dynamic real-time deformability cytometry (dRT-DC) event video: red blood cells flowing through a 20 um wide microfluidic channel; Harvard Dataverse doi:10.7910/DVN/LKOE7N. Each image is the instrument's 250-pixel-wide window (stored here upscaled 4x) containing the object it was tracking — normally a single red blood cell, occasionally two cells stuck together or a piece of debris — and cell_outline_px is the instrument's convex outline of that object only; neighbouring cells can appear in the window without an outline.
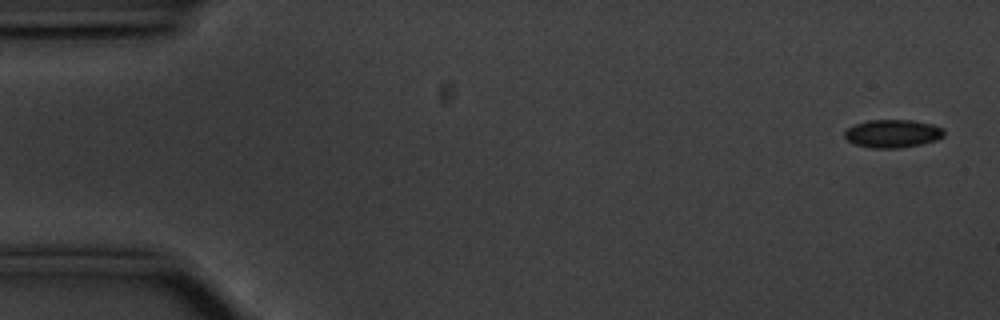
{"species": "common noctule bat (a hibernating species)", "species_latin": "Nyctalus noctula", "temperature_condition": "cold", "stored_images_in_passage": 56, "camera_frame_rate_fps": 3000, "um_per_image_px": 0.085, "animal": {"sex": "male", "body_mass_g": 20.1, "forearm_length_mm": 53.5}, "frame": {"image": 1, "passage_image": 2, "time_ms": 0.333, "image_size_px": [1000, 320], "cell_outline_px": [[944, 136], [936, 140], [920, 144], [900, 148], [872, 148], [856, 144], [848, 140], [844, 136], [844, 132], [848, 128], [856, 124], [868, 120], [912, 120], [932, 124], [944, 128]], "centroid_in_image_um": [75.89, 11.35], "position_along_channel_um": 9.1, "area_um2": 16.18}}
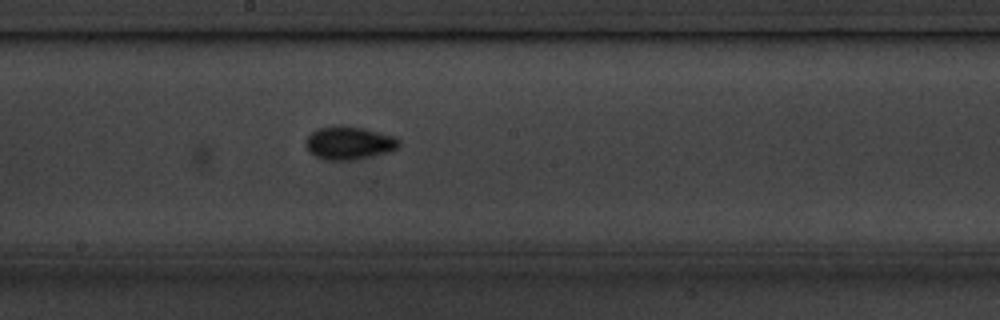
{"frame": {"image": 2, "passage_image": 30, "time_ms": 9.667, "image_size_px": [1000, 320], "cell_outline_px": [[400, 144], [396, 148], [388, 152], [348, 160], [324, 160], [308, 152], [304, 144], [304, 140], [316, 128], [332, 124], [340, 124], [364, 128], [396, 136], [400, 140]], "centroid_in_image_um": [29.61, 12.11], "position_along_channel_um": 218.6, "area_um2": 18.32}}
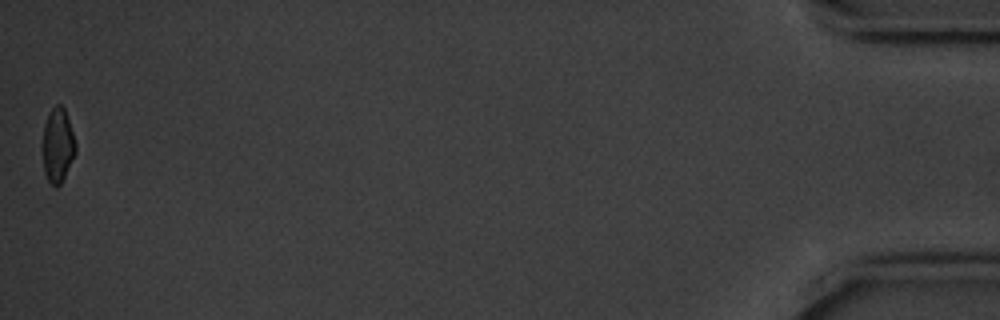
{"frame": {"image": 3, "passage_image": 56, "time_ms": 18.333, "image_size_px": [1000, 320], "cell_outline_px": [[76, 152], [60, 184], [56, 188], [48, 180], [44, 172], [40, 144], [44, 124], [52, 108], [56, 104], [60, 104], [64, 108], [76, 144]], "centroid_in_image_um": [4.86, 12.36], "position_along_channel_um": 430.3, "area_um2": 14.45}, "authors_computed_cell_mechanics": {"area_um2": 16.0395, "velocity_mm_per_s": 3.5517, "shape_relaxation_time_tau1_ms": 2.58, "shape_relaxation_time_tau2_ms": 3.959, "deformation_change_tau1": 0.0889, "deformation_change_tau2": 0.0639}}